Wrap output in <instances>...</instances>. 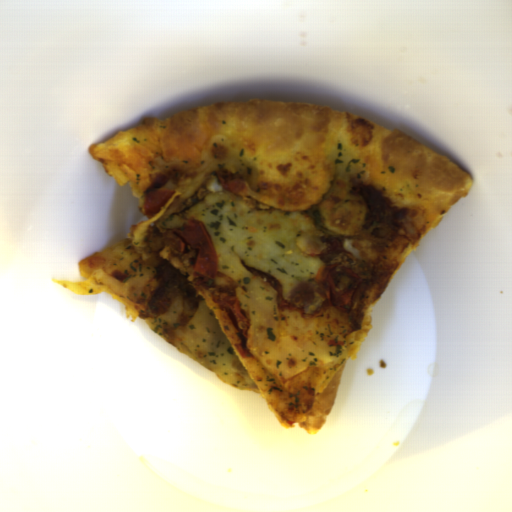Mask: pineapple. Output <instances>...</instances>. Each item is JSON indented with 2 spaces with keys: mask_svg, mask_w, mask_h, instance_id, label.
I'll list each match as a JSON object with an SVG mask.
<instances>
[{
  "mask_svg": "<svg viewBox=\"0 0 512 512\" xmlns=\"http://www.w3.org/2000/svg\"><path fill=\"white\" fill-rule=\"evenodd\" d=\"M193 218L203 223L217 255V285L234 287L248 321V352L279 380L347 356L345 340L313 316L278 306L274 287L245 269L270 274L281 286L282 299L300 282H312L326 263L327 248L316 223L301 212L280 213L257 208L255 202L231 190L204 196L176 211L164 228H176Z\"/></svg>",
  "mask_w": 512,
  "mask_h": 512,
  "instance_id": "2ff11189",
  "label": "pineapple"
}]
</instances>
